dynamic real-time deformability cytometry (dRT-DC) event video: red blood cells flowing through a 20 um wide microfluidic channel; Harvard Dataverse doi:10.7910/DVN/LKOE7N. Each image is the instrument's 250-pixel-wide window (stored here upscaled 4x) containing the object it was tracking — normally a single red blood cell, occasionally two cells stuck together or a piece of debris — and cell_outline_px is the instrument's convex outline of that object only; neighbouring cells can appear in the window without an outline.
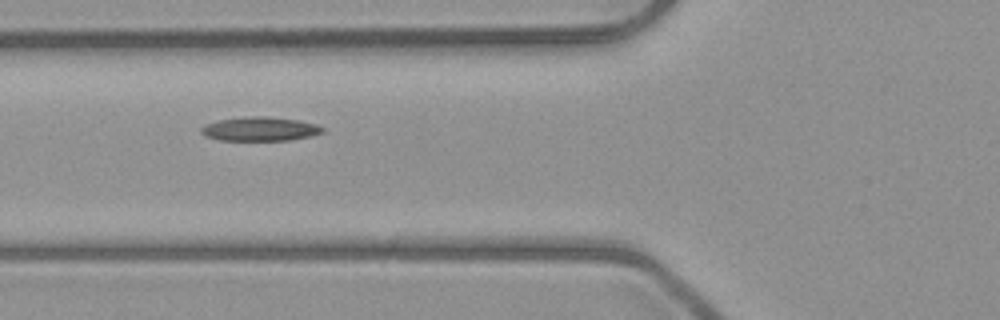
{"species": "common noctule bat (a hibernating species)", "species_latin": "Nyctalus noctula", "temperature_condition": "room temperature", "stored_images_in_passage": 4, "camera_frame_rate_fps": 3000, "um_per_image_px": 0.085, "animal": {"sex": "male", "body_mass_g": 23.1, "forearm_length_mm": 52.7}, "frame": {"image": 1, "passage_image": 2, "time_ms": 1.0, "image_size_px": [1000, 320], "cell_outline_px": [[324, 132], [308, 136], [288, 140], [220, 140], [208, 136], [200, 132], [200, 128], [204, 124], [220, 120], [248, 116], [268, 116], [296, 120], [316, 124], [324, 128]], "centroid_in_image_um": [22.08, 10.95], "position_along_channel_um": 103.7, "area_um2": 16.76}}
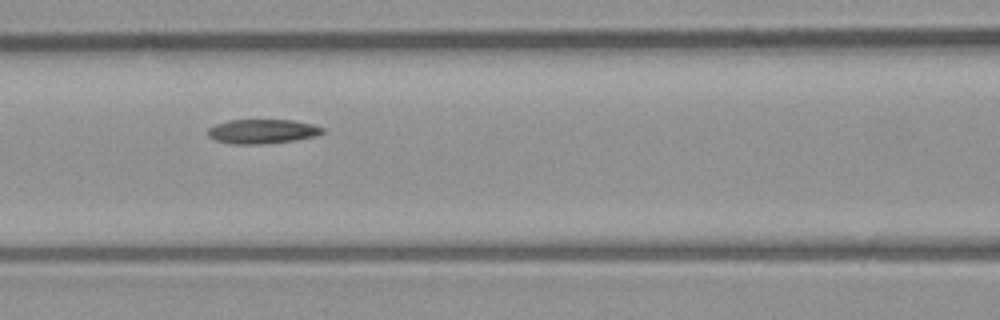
{"frame": {"image": 2, "passage_image": 3, "time_ms": 2.0, "image_size_px": [1000, 320], "cell_outline_px": [[324, 132], [316, 136], [292, 140], [256, 144], [232, 144], [216, 140], [208, 136], [208, 128], [216, 124], [232, 120], [292, 120], [312, 124], [324, 128]], "centroid_in_image_um": [22.29, 11.16], "position_along_channel_um": 144.3, "area_um2": 16.01}}
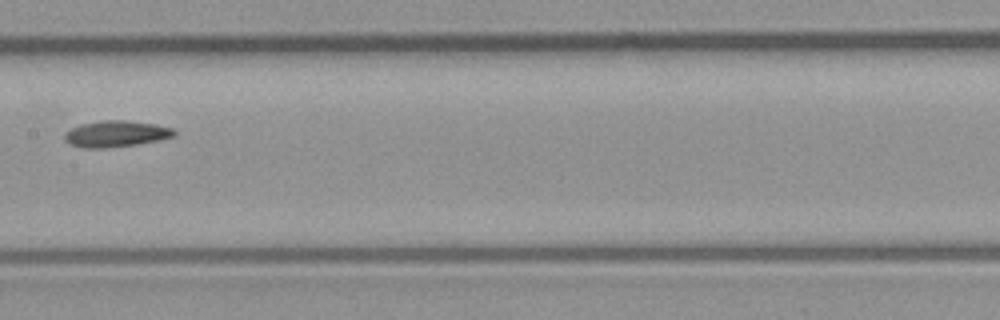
{"frame": {"image": 3, "passage_image": 4, "time_ms": 3.333, "image_size_px": [1000, 320], "cell_outline_px": [[176, 136], [136, 144], [96, 148], [84, 148], [72, 144], [64, 140], [64, 132], [80, 124], [100, 120], [124, 120], [156, 124], [172, 128], [176, 132]], "centroid_in_image_um": [9.84, 11.35], "position_along_channel_um": 197.6, "area_um2": 16.59}}